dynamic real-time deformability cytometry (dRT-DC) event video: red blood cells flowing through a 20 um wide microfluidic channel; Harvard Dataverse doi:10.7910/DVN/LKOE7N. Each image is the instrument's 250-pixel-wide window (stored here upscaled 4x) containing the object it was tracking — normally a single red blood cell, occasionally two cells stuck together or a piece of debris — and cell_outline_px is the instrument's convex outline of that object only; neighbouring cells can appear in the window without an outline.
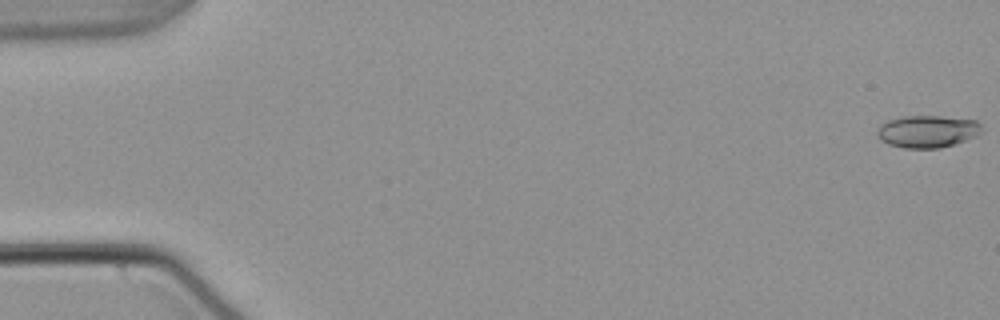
{"species": "common noctule bat (a hibernating species)", "species_latin": "Nyctalus noctula", "temperature_condition": "warm", "stored_images_in_passage": 55, "camera_frame_rate_fps": 3000, "um_per_image_px": 0.085, "animal": {"sex": "male", "body_mass_g": 21.5, "forearm_length_mm": 52.0}, "frame": {"image": 1, "passage_image": 1, "time_ms": 0.0, "image_size_px": [1000, 320], "cell_outline_px": [[980, 132], [976, 136], [940, 148], [904, 148], [888, 144], [880, 140], [876, 136], [876, 128], [880, 124], [888, 120], [904, 116], [940, 116], [976, 120], [980, 124]], "centroid_in_image_um": [78.76, 11.17], "position_along_channel_um": 6.2, "area_um2": 19.65}}
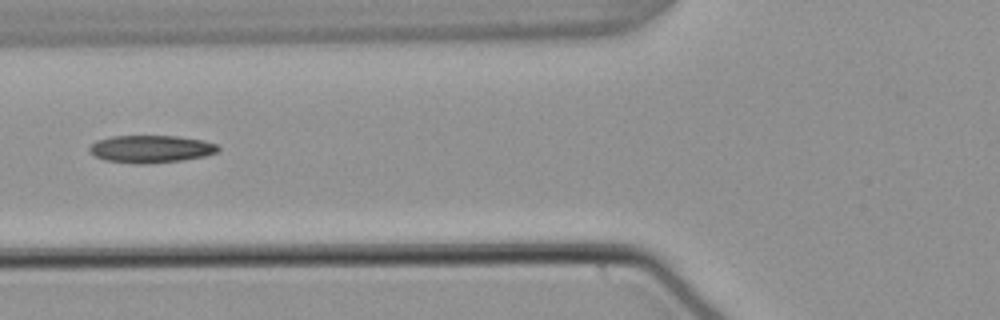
{"frame": {"image": 2, "passage_image": 22, "time_ms": 7.0, "image_size_px": [1000, 320], "cell_outline_px": [[220, 148], [216, 152], [204, 156], [180, 160], [148, 164], [132, 164], [104, 160], [88, 152], [88, 148], [96, 140], [112, 136], [176, 136], [204, 140], [216, 144]], "centroid_in_image_um": [12.78, 12.66], "position_along_channel_um": 113.0, "area_um2": 20.69}}
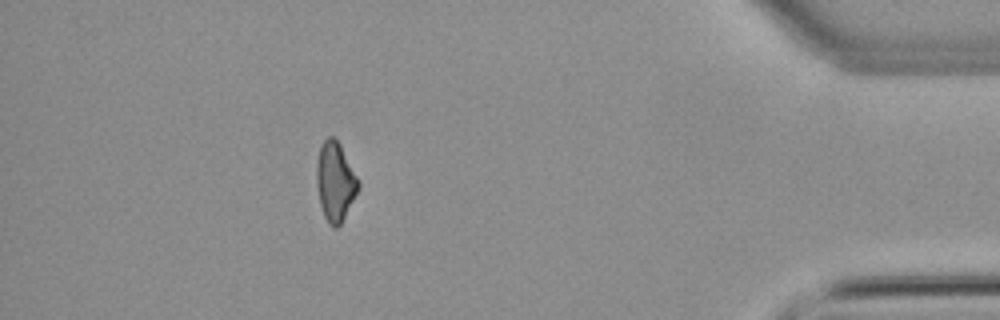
{"frame": {"image": 3, "passage_image": 49, "time_ms": 16.0, "image_size_px": [1000, 320], "cell_outline_px": [[360, 188], [340, 224], [336, 228], [332, 228], [328, 224], [324, 216], [320, 204], [316, 184], [316, 164], [320, 148], [324, 140], [328, 136], [332, 136], [340, 144], [360, 180]], "centroid_in_image_um": [28.5, 15.44], "position_along_channel_um": 406.7, "area_um2": 19.36}, "authors_computed_cell_mechanics": {"area_um2": 19.7676, "velocity_mm_per_s": 3.8289, "shape_relaxation_time_tau1_ms": null, "shape_relaxation_time_tau2_ms": 9.4076, "deformation_change_tau1": null, "deformation_change_tau2": 0.2055}}